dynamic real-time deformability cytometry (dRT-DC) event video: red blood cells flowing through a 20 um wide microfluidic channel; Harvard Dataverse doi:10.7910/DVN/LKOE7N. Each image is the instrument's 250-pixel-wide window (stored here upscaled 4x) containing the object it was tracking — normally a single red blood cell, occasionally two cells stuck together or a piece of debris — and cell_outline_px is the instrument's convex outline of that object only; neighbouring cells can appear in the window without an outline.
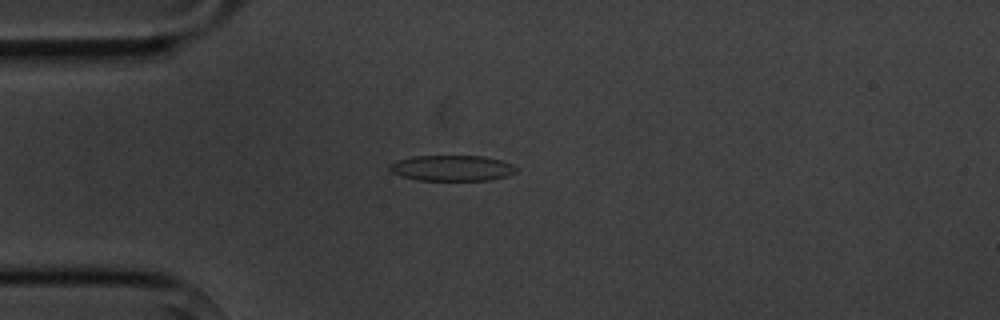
{"species": "common noctule bat (a hibernating species)", "species_latin": "Nyctalus noctula", "temperature_condition": "cold", "stored_images_in_passage": 1, "camera_frame_rate_fps": 3000, "um_per_image_px": 0.085, "animal": {"sex": "male", "body_mass_g": 20.1, "forearm_length_mm": 53.5}, "frame": {"image": 1, "passage_image": 1, "time_ms": 0.0, "image_size_px": [1000, 320], "cell_outline_px": [[516, 172], [508, 176], [488, 180], [420, 180], [400, 176], [392, 172], [388, 168], [388, 164], [396, 160], [412, 156], [484, 156], [500, 160], [512, 164], [516, 168]], "centroid_in_image_um": [38.38, 14.28], "position_along_channel_um": 46.6, "area_um2": 19.02}}